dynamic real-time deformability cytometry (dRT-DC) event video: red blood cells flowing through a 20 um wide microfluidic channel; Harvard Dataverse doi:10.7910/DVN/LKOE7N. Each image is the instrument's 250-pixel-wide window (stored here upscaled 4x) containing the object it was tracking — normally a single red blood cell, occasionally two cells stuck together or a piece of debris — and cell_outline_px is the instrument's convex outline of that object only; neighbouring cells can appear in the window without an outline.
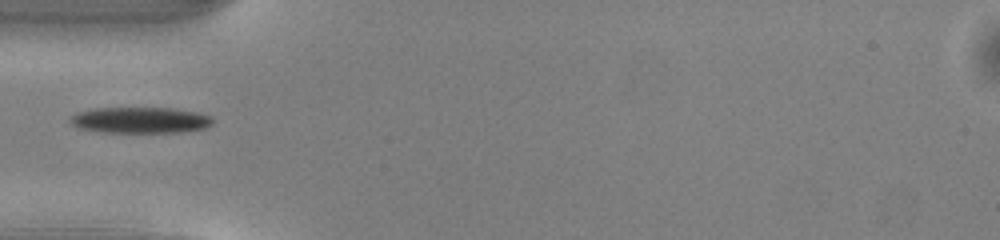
{"species": "common noctule bat (a hibernating species)", "species_latin": "Nyctalus noctula", "temperature_condition": "warm", "stored_images_in_passage": 35, "camera_frame_rate_fps": 3000, "um_per_image_px": 0.085, "animal": {"sex": "male", "body_mass_g": 13.0, "forearm_length_mm": 53.1}, "frame": {"image": 1, "passage_image": 1, "time_ms": 0.0, "image_size_px": [1000, 240], "cell_outline_px": [[212, 124], [204, 128], [180, 132], [100, 132], [76, 128], [68, 120], [72, 116], [80, 112], [96, 108], [172, 108], [196, 112], [212, 116]], "centroid_in_image_um": [11.91, 10.21], "position_along_channel_um": 73.1, "area_um2": 21.56}}
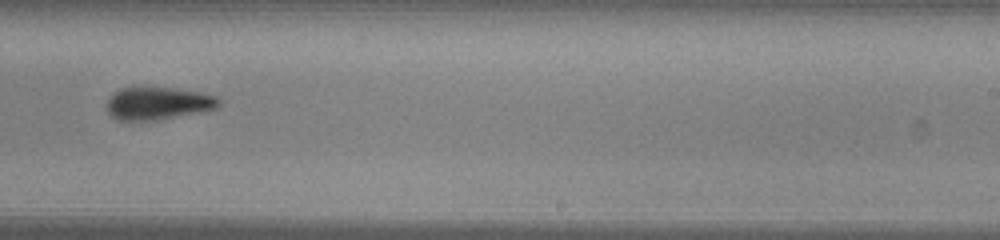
{"frame": {"image": 2, "passage_image": 16, "time_ms": 5.0, "image_size_px": [1000, 240], "cell_outline_px": [[220, 104], [216, 108], [204, 112], [156, 120], [120, 120], [112, 116], [108, 112], [108, 100], [120, 88], [172, 88], [200, 92], [216, 96], [220, 100]], "centroid_in_image_um": [13.49, 8.79], "position_along_channel_um": 275.5, "area_um2": 21.04}}
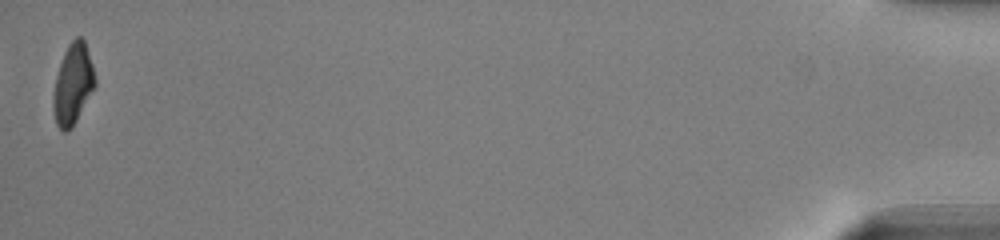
{"frame": {"image": 3, "passage_image": 35, "time_ms": 11.333, "image_size_px": [1000, 240], "cell_outline_px": [[96, 84], [72, 128], [64, 132], [56, 124], [52, 104], [52, 100], [56, 76], [64, 52], [68, 44], [76, 36], [80, 36], [84, 40], [92, 64], [96, 80]], "centroid_in_image_um": [6.19, 7.14], "position_along_channel_um": 429.0, "area_um2": 19.42}}